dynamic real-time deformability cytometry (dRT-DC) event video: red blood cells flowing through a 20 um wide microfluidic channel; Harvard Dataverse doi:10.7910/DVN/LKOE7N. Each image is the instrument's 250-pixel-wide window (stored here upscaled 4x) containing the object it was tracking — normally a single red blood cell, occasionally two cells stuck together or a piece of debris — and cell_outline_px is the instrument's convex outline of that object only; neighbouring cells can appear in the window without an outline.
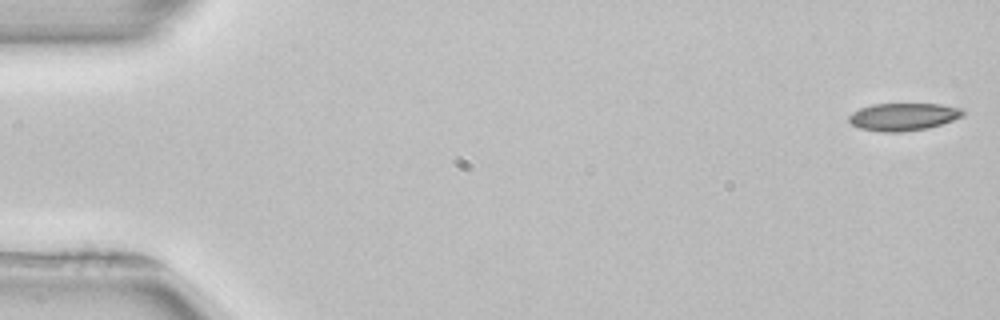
{"species": "common noctule bat (a hibernating species)", "species_latin": "Nyctalus noctula", "temperature_condition": "room temperature", "stored_images_in_passage": 52, "camera_frame_rate_fps": 3000, "um_per_image_px": 0.085, "animal": {"sex": "female", "body_mass_g": 22.7, "forearm_length_mm": 54.2}, "frame": {"image": 1, "passage_image": 1, "time_ms": 0.0, "image_size_px": [1000, 320], "cell_outline_px": [[964, 116], [928, 128], [900, 132], [880, 132], [860, 128], [852, 124], [848, 120], [848, 116], [852, 112], [860, 108], [872, 104], [940, 104], [964, 108]], "centroid_in_image_um": [76.78, 9.92], "position_along_channel_um": 8.2, "area_um2": 18.38}}
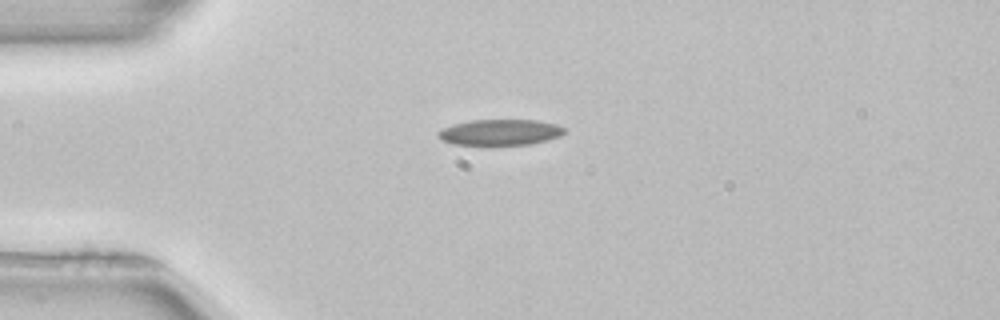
{"frame": {"image": 2, "passage_image": 13, "time_ms": 4.0, "image_size_px": [1000, 320], "cell_outline_px": [[564, 132], [560, 136], [548, 140], [532, 144], [492, 148], [484, 148], [452, 144], [444, 140], [436, 132], [440, 128], [452, 124], [472, 120], [536, 120], [556, 124], [564, 128]], "centroid_in_image_um": [42.45, 11.3], "position_along_channel_um": 42.5, "area_um2": 20.11}}
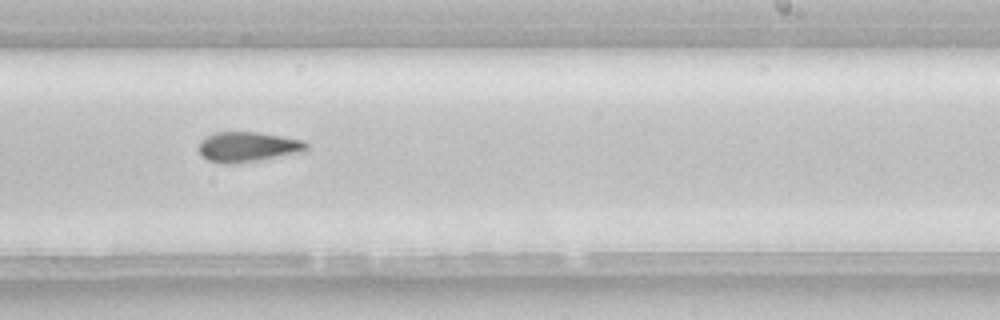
{"frame": {"image": 3, "passage_image": 32, "time_ms": 10.333, "image_size_px": [1000, 320], "cell_outline_px": [[308, 148], [304, 152], [256, 160], [228, 164], [224, 164], [208, 160], [200, 156], [200, 140], [216, 132], [256, 132], [284, 136], [304, 140], [308, 144]], "centroid_in_image_um": [21.09, 12.47], "position_along_channel_um": 267.9, "area_um2": 18.79}}